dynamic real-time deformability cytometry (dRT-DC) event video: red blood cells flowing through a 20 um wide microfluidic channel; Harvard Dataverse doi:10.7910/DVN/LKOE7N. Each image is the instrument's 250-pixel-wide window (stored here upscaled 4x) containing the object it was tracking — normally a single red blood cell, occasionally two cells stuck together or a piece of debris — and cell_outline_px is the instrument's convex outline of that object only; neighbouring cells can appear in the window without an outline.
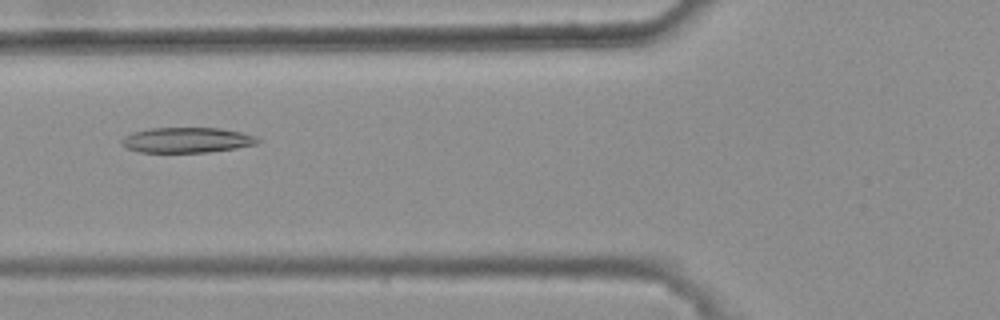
{"species": "common noctule bat (a hibernating species)", "species_latin": "Nyctalus noctula", "temperature_condition": "warm", "stored_images_in_passage": 44, "camera_frame_rate_fps": 3000, "um_per_image_px": 0.085, "animal": {"sex": "female", "body_mass_g": 25.1}, "frame": {"image": 1, "passage_image": 16, "time_ms": 5.0, "image_size_px": [1000, 320], "cell_outline_px": [[260, 140], [256, 144], [236, 148], [208, 152], [140, 152], [128, 148], [120, 144], [120, 140], [124, 136], [132, 132], [148, 128], [220, 128], [240, 132], [256, 136]], "centroid_in_image_um": [15.85, 11.9], "position_along_channel_um": 109.9, "area_um2": 20.06}}
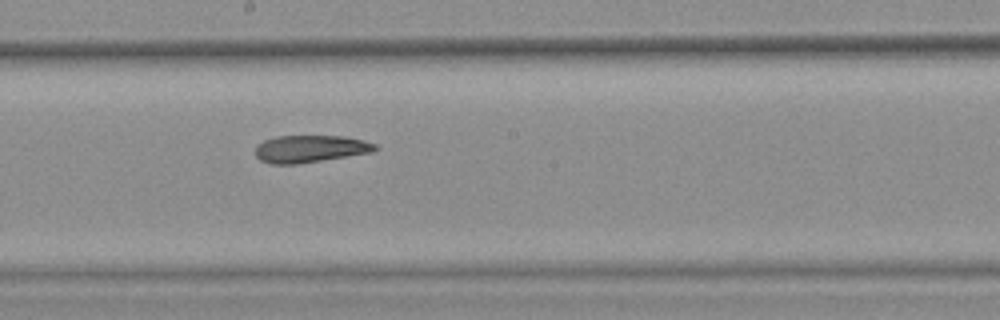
{"frame": {"image": 2, "passage_image": 25, "time_ms": 8.0, "image_size_px": [1000, 320], "cell_outline_px": [[376, 148], [372, 152], [296, 164], [272, 164], [260, 160], [256, 156], [256, 144], [264, 140], [276, 136], [344, 136], [364, 140], [376, 144]], "centroid_in_image_um": [26.33, 12.64], "position_along_channel_um": 221.9, "area_um2": 18.9}}
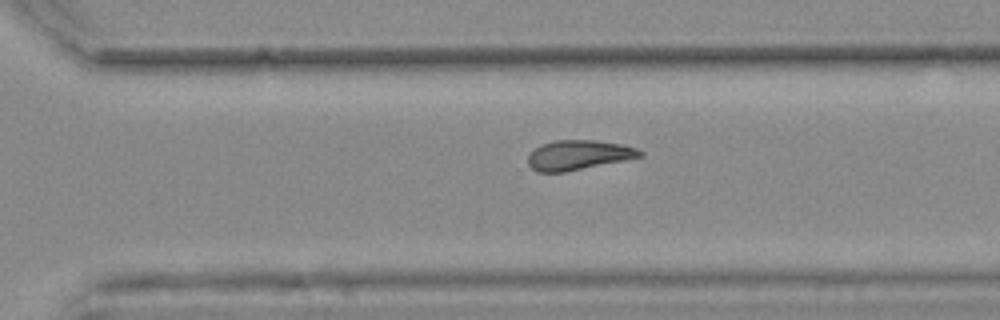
{"frame": {"image": 3, "passage_image": 33, "time_ms": 10.667, "image_size_px": [1000, 320], "cell_outline_px": [[644, 156], [564, 172], [536, 172], [528, 164], [528, 156], [540, 144], [556, 140], [596, 140], [620, 144], [636, 148], [644, 152]], "centroid_in_image_um": [49.16, 13.17], "position_along_channel_um": 321.4, "area_um2": 19.25}, "authors_computed_cell_mechanics": {"area_um2": 19.8254, "velocity_mm_per_s": 3.7357, "shape_relaxation_time_tau1_ms": null, "shape_relaxation_time_tau2_ms": 5.1584, "deformation_change_tau1": null, "deformation_change_tau2": 0.1399}}